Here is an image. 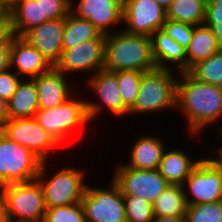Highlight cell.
Here are the masks:
<instances>
[{"label": "cell", "instance_id": "f35d334b", "mask_svg": "<svg viewBox=\"0 0 222 222\" xmlns=\"http://www.w3.org/2000/svg\"><path fill=\"white\" fill-rule=\"evenodd\" d=\"M203 24L212 29L217 44L222 49V20H204Z\"/></svg>", "mask_w": 222, "mask_h": 222}, {"label": "cell", "instance_id": "ffe728a7", "mask_svg": "<svg viewBox=\"0 0 222 222\" xmlns=\"http://www.w3.org/2000/svg\"><path fill=\"white\" fill-rule=\"evenodd\" d=\"M164 150L158 171L170 185H183L196 167L198 161L191 160L188 154L180 150Z\"/></svg>", "mask_w": 222, "mask_h": 222}, {"label": "cell", "instance_id": "5b68a950", "mask_svg": "<svg viewBox=\"0 0 222 222\" xmlns=\"http://www.w3.org/2000/svg\"><path fill=\"white\" fill-rule=\"evenodd\" d=\"M0 191L7 204L10 222H43L46 212L44 192L37 179L4 185Z\"/></svg>", "mask_w": 222, "mask_h": 222}, {"label": "cell", "instance_id": "83f0119b", "mask_svg": "<svg viewBox=\"0 0 222 222\" xmlns=\"http://www.w3.org/2000/svg\"><path fill=\"white\" fill-rule=\"evenodd\" d=\"M188 72L199 81L222 87V49L197 62Z\"/></svg>", "mask_w": 222, "mask_h": 222}, {"label": "cell", "instance_id": "f546056e", "mask_svg": "<svg viewBox=\"0 0 222 222\" xmlns=\"http://www.w3.org/2000/svg\"><path fill=\"white\" fill-rule=\"evenodd\" d=\"M126 222H152L154 219L153 205L142 197L123 195Z\"/></svg>", "mask_w": 222, "mask_h": 222}, {"label": "cell", "instance_id": "8992f818", "mask_svg": "<svg viewBox=\"0 0 222 222\" xmlns=\"http://www.w3.org/2000/svg\"><path fill=\"white\" fill-rule=\"evenodd\" d=\"M45 163L46 161L42 163L37 176L43 188L45 207L54 208L80 203L87 187L83 184L85 172L64 168L45 181Z\"/></svg>", "mask_w": 222, "mask_h": 222}, {"label": "cell", "instance_id": "d6986e66", "mask_svg": "<svg viewBox=\"0 0 222 222\" xmlns=\"http://www.w3.org/2000/svg\"><path fill=\"white\" fill-rule=\"evenodd\" d=\"M151 41L152 55L156 67L170 68L164 62L170 61L178 64V71H187L186 49L175 40L171 39L163 29H158L154 32L151 36Z\"/></svg>", "mask_w": 222, "mask_h": 222}, {"label": "cell", "instance_id": "7bdbcfd3", "mask_svg": "<svg viewBox=\"0 0 222 222\" xmlns=\"http://www.w3.org/2000/svg\"><path fill=\"white\" fill-rule=\"evenodd\" d=\"M0 21H10L9 9L0 2Z\"/></svg>", "mask_w": 222, "mask_h": 222}, {"label": "cell", "instance_id": "4fadbf2b", "mask_svg": "<svg viewBox=\"0 0 222 222\" xmlns=\"http://www.w3.org/2000/svg\"><path fill=\"white\" fill-rule=\"evenodd\" d=\"M106 39H91L70 49H63L59 62L54 66L59 72L93 71L104 69ZM97 69V71H96Z\"/></svg>", "mask_w": 222, "mask_h": 222}, {"label": "cell", "instance_id": "5bb4252c", "mask_svg": "<svg viewBox=\"0 0 222 222\" xmlns=\"http://www.w3.org/2000/svg\"><path fill=\"white\" fill-rule=\"evenodd\" d=\"M65 18L48 20L27 31L22 38L34 46L54 67L60 60Z\"/></svg>", "mask_w": 222, "mask_h": 222}, {"label": "cell", "instance_id": "bcb514c9", "mask_svg": "<svg viewBox=\"0 0 222 222\" xmlns=\"http://www.w3.org/2000/svg\"><path fill=\"white\" fill-rule=\"evenodd\" d=\"M218 153L220 154L215 160L217 163L222 167V150H219Z\"/></svg>", "mask_w": 222, "mask_h": 222}, {"label": "cell", "instance_id": "6da1fadb", "mask_svg": "<svg viewBox=\"0 0 222 222\" xmlns=\"http://www.w3.org/2000/svg\"><path fill=\"white\" fill-rule=\"evenodd\" d=\"M180 75L181 82L176 78V108L183 111L191 133L198 134L222 116V87L199 81L188 71Z\"/></svg>", "mask_w": 222, "mask_h": 222}, {"label": "cell", "instance_id": "f1b7e54d", "mask_svg": "<svg viewBox=\"0 0 222 222\" xmlns=\"http://www.w3.org/2000/svg\"><path fill=\"white\" fill-rule=\"evenodd\" d=\"M117 82L124 105L130 109L137 98L142 73L136 70L116 71Z\"/></svg>", "mask_w": 222, "mask_h": 222}, {"label": "cell", "instance_id": "8fae6325", "mask_svg": "<svg viewBox=\"0 0 222 222\" xmlns=\"http://www.w3.org/2000/svg\"><path fill=\"white\" fill-rule=\"evenodd\" d=\"M1 132L10 140L33 152L43 162L48 157L49 150H53L59 145L35 118L9 119Z\"/></svg>", "mask_w": 222, "mask_h": 222}, {"label": "cell", "instance_id": "cb8c5ba5", "mask_svg": "<svg viewBox=\"0 0 222 222\" xmlns=\"http://www.w3.org/2000/svg\"><path fill=\"white\" fill-rule=\"evenodd\" d=\"M220 50L210 27L204 24L193 26V35L186 48L187 71L197 62L207 59Z\"/></svg>", "mask_w": 222, "mask_h": 222}, {"label": "cell", "instance_id": "4316f807", "mask_svg": "<svg viewBox=\"0 0 222 222\" xmlns=\"http://www.w3.org/2000/svg\"><path fill=\"white\" fill-rule=\"evenodd\" d=\"M207 0H176L166 11L167 19L190 24L202 25L205 20Z\"/></svg>", "mask_w": 222, "mask_h": 222}, {"label": "cell", "instance_id": "74e56055", "mask_svg": "<svg viewBox=\"0 0 222 222\" xmlns=\"http://www.w3.org/2000/svg\"><path fill=\"white\" fill-rule=\"evenodd\" d=\"M13 36L11 21H0V46L8 44Z\"/></svg>", "mask_w": 222, "mask_h": 222}, {"label": "cell", "instance_id": "30bf717a", "mask_svg": "<svg viewBox=\"0 0 222 222\" xmlns=\"http://www.w3.org/2000/svg\"><path fill=\"white\" fill-rule=\"evenodd\" d=\"M122 195L142 197L153 204L169 183L158 170H144L119 165L113 179Z\"/></svg>", "mask_w": 222, "mask_h": 222}, {"label": "cell", "instance_id": "d6a6232c", "mask_svg": "<svg viewBox=\"0 0 222 222\" xmlns=\"http://www.w3.org/2000/svg\"><path fill=\"white\" fill-rule=\"evenodd\" d=\"M162 29L183 48L188 47L193 35V25L166 19Z\"/></svg>", "mask_w": 222, "mask_h": 222}, {"label": "cell", "instance_id": "7c38bea8", "mask_svg": "<svg viewBox=\"0 0 222 222\" xmlns=\"http://www.w3.org/2000/svg\"><path fill=\"white\" fill-rule=\"evenodd\" d=\"M123 20L126 33L151 37L166 22V10L153 0H123Z\"/></svg>", "mask_w": 222, "mask_h": 222}, {"label": "cell", "instance_id": "44dd1931", "mask_svg": "<svg viewBox=\"0 0 222 222\" xmlns=\"http://www.w3.org/2000/svg\"><path fill=\"white\" fill-rule=\"evenodd\" d=\"M163 141L157 137L142 136L131 150L130 164L124 165L135 169L158 170L163 152Z\"/></svg>", "mask_w": 222, "mask_h": 222}, {"label": "cell", "instance_id": "7a4b0ae2", "mask_svg": "<svg viewBox=\"0 0 222 222\" xmlns=\"http://www.w3.org/2000/svg\"><path fill=\"white\" fill-rule=\"evenodd\" d=\"M154 68L151 37L129 34L123 30L118 34H106L104 70L145 72Z\"/></svg>", "mask_w": 222, "mask_h": 222}, {"label": "cell", "instance_id": "2e32d148", "mask_svg": "<svg viewBox=\"0 0 222 222\" xmlns=\"http://www.w3.org/2000/svg\"><path fill=\"white\" fill-rule=\"evenodd\" d=\"M78 3L77 8L73 9L71 2L70 11L90 21L102 34H110L111 24L123 21V0H79Z\"/></svg>", "mask_w": 222, "mask_h": 222}, {"label": "cell", "instance_id": "4dcf8cb0", "mask_svg": "<svg viewBox=\"0 0 222 222\" xmlns=\"http://www.w3.org/2000/svg\"><path fill=\"white\" fill-rule=\"evenodd\" d=\"M186 222H222V201L187 205Z\"/></svg>", "mask_w": 222, "mask_h": 222}, {"label": "cell", "instance_id": "9c48e42d", "mask_svg": "<svg viewBox=\"0 0 222 222\" xmlns=\"http://www.w3.org/2000/svg\"><path fill=\"white\" fill-rule=\"evenodd\" d=\"M184 184L193 195L190 200L184 192L187 205L222 201V167L214 159H199Z\"/></svg>", "mask_w": 222, "mask_h": 222}, {"label": "cell", "instance_id": "ee69618b", "mask_svg": "<svg viewBox=\"0 0 222 222\" xmlns=\"http://www.w3.org/2000/svg\"><path fill=\"white\" fill-rule=\"evenodd\" d=\"M153 1L156 2L159 6H161L166 11L169 8L170 4L173 2V0H153Z\"/></svg>", "mask_w": 222, "mask_h": 222}, {"label": "cell", "instance_id": "484cf974", "mask_svg": "<svg viewBox=\"0 0 222 222\" xmlns=\"http://www.w3.org/2000/svg\"><path fill=\"white\" fill-rule=\"evenodd\" d=\"M182 185H168L152 204L155 216L185 217L187 203Z\"/></svg>", "mask_w": 222, "mask_h": 222}, {"label": "cell", "instance_id": "603a6c76", "mask_svg": "<svg viewBox=\"0 0 222 222\" xmlns=\"http://www.w3.org/2000/svg\"><path fill=\"white\" fill-rule=\"evenodd\" d=\"M9 17L13 35L17 37L48 21L41 19L40 0H18L9 10Z\"/></svg>", "mask_w": 222, "mask_h": 222}, {"label": "cell", "instance_id": "e575fe53", "mask_svg": "<svg viewBox=\"0 0 222 222\" xmlns=\"http://www.w3.org/2000/svg\"><path fill=\"white\" fill-rule=\"evenodd\" d=\"M20 80L18 75L12 74L9 69L0 72V97L9 101L14 94Z\"/></svg>", "mask_w": 222, "mask_h": 222}, {"label": "cell", "instance_id": "836d02e7", "mask_svg": "<svg viewBox=\"0 0 222 222\" xmlns=\"http://www.w3.org/2000/svg\"><path fill=\"white\" fill-rule=\"evenodd\" d=\"M41 19L65 18L71 10V0H40Z\"/></svg>", "mask_w": 222, "mask_h": 222}, {"label": "cell", "instance_id": "ac0fdd59", "mask_svg": "<svg viewBox=\"0 0 222 222\" xmlns=\"http://www.w3.org/2000/svg\"><path fill=\"white\" fill-rule=\"evenodd\" d=\"M32 79L38 95L39 110L57 107L69 99L70 90L64 74L55 67Z\"/></svg>", "mask_w": 222, "mask_h": 222}, {"label": "cell", "instance_id": "d590c367", "mask_svg": "<svg viewBox=\"0 0 222 222\" xmlns=\"http://www.w3.org/2000/svg\"><path fill=\"white\" fill-rule=\"evenodd\" d=\"M205 20H222V0H207Z\"/></svg>", "mask_w": 222, "mask_h": 222}, {"label": "cell", "instance_id": "b9f144b4", "mask_svg": "<svg viewBox=\"0 0 222 222\" xmlns=\"http://www.w3.org/2000/svg\"><path fill=\"white\" fill-rule=\"evenodd\" d=\"M152 222H186L185 217L155 216Z\"/></svg>", "mask_w": 222, "mask_h": 222}, {"label": "cell", "instance_id": "8d00e7d4", "mask_svg": "<svg viewBox=\"0 0 222 222\" xmlns=\"http://www.w3.org/2000/svg\"><path fill=\"white\" fill-rule=\"evenodd\" d=\"M10 57H11V41L6 45L0 46V72L11 69Z\"/></svg>", "mask_w": 222, "mask_h": 222}, {"label": "cell", "instance_id": "9a60e30c", "mask_svg": "<svg viewBox=\"0 0 222 222\" xmlns=\"http://www.w3.org/2000/svg\"><path fill=\"white\" fill-rule=\"evenodd\" d=\"M91 77L89 85L98 94L103 105L87 102V111L90 121L101 111L102 106H106L115 116L128 114L129 109L124 105L120 95L117 75L106 70L97 71Z\"/></svg>", "mask_w": 222, "mask_h": 222}, {"label": "cell", "instance_id": "52a82bcc", "mask_svg": "<svg viewBox=\"0 0 222 222\" xmlns=\"http://www.w3.org/2000/svg\"><path fill=\"white\" fill-rule=\"evenodd\" d=\"M86 103L69 98L57 107L38 110L34 118L61 145L73 128L90 121Z\"/></svg>", "mask_w": 222, "mask_h": 222}, {"label": "cell", "instance_id": "ab89813d", "mask_svg": "<svg viewBox=\"0 0 222 222\" xmlns=\"http://www.w3.org/2000/svg\"><path fill=\"white\" fill-rule=\"evenodd\" d=\"M9 120L7 101L0 97V131Z\"/></svg>", "mask_w": 222, "mask_h": 222}, {"label": "cell", "instance_id": "277c9868", "mask_svg": "<svg viewBox=\"0 0 222 222\" xmlns=\"http://www.w3.org/2000/svg\"><path fill=\"white\" fill-rule=\"evenodd\" d=\"M43 161L0 131V187L36 180Z\"/></svg>", "mask_w": 222, "mask_h": 222}, {"label": "cell", "instance_id": "ba28073f", "mask_svg": "<svg viewBox=\"0 0 222 222\" xmlns=\"http://www.w3.org/2000/svg\"><path fill=\"white\" fill-rule=\"evenodd\" d=\"M81 204L86 222H126L123 195L114 180L107 190L87 186Z\"/></svg>", "mask_w": 222, "mask_h": 222}, {"label": "cell", "instance_id": "3957f363", "mask_svg": "<svg viewBox=\"0 0 222 222\" xmlns=\"http://www.w3.org/2000/svg\"><path fill=\"white\" fill-rule=\"evenodd\" d=\"M170 68H154L142 73L139 91L128 114H141L176 107V77Z\"/></svg>", "mask_w": 222, "mask_h": 222}, {"label": "cell", "instance_id": "7402d4cb", "mask_svg": "<svg viewBox=\"0 0 222 222\" xmlns=\"http://www.w3.org/2000/svg\"><path fill=\"white\" fill-rule=\"evenodd\" d=\"M7 106L9 119L34 118L39 110L34 80L20 81Z\"/></svg>", "mask_w": 222, "mask_h": 222}, {"label": "cell", "instance_id": "f6af8a7d", "mask_svg": "<svg viewBox=\"0 0 222 222\" xmlns=\"http://www.w3.org/2000/svg\"><path fill=\"white\" fill-rule=\"evenodd\" d=\"M18 0H0V2L9 10L17 3Z\"/></svg>", "mask_w": 222, "mask_h": 222}, {"label": "cell", "instance_id": "1f68e13d", "mask_svg": "<svg viewBox=\"0 0 222 222\" xmlns=\"http://www.w3.org/2000/svg\"><path fill=\"white\" fill-rule=\"evenodd\" d=\"M43 222H86L83 206L80 203L46 208Z\"/></svg>", "mask_w": 222, "mask_h": 222}, {"label": "cell", "instance_id": "60d3db41", "mask_svg": "<svg viewBox=\"0 0 222 222\" xmlns=\"http://www.w3.org/2000/svg\"><path fill=\"white\" fill-rule=\"evenodd\" d=\"M0 222H10L8 216L7 204L1 191H0Z\"/></svg>", "mask_w": 222, "mask_h": 222}, {"label": "cell", "instance_id": "d4e9b609", "mask_svg": "<svg viewBox=\"0 0 222 222\" xmlns=\"http://www.w3.org/2000/svg\"><path fill=\"white\" fill-rule=\"evenodd\" d=\"M91 39H106V35L87 19L74 15L71 11L65 17V28L63 32V49H70L77 44Z\"/></svg>", "mask_w": 222, "mask_h": 222}, {"label": "cell", "instance_id": "e0dca14e", "mask_svg": "<svg viewBox=\"0 0 222 222\" xmlns=\"http://www.w3.org/2000/svg\"><path fill=\"white\" fill-rule=\"evenodd\" d=\"M10 66L17 67L15 73L28 75L30 79L48 72L52 66L43 55L24 38L13 36L11 39Z\"/></svg>", "mask_w": 222, "mask_h": 222}]
</instances>
